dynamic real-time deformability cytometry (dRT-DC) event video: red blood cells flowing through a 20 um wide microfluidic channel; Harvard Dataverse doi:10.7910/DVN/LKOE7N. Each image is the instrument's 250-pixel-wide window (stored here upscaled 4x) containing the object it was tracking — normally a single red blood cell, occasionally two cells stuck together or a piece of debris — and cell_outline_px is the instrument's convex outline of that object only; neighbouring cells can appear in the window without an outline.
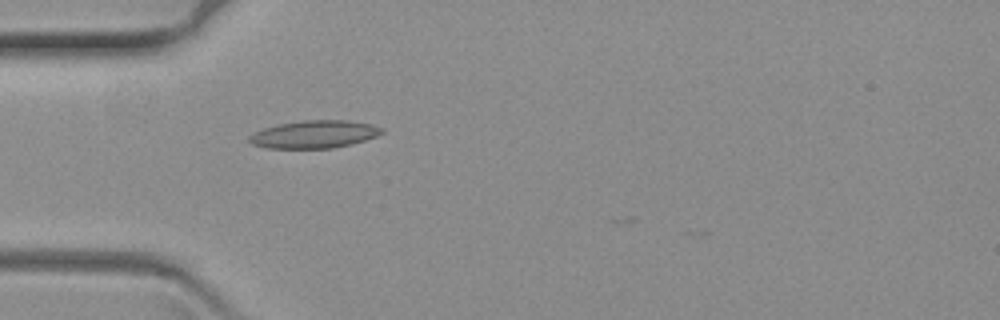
{"species": "common noctule bat (a hibernating species)", "species_latin": "Nyctalus noctula", "temperature_condition": "warm", "stored_images_in_passage": 6, "camera_frame_rate_fps": 3000, "um_per_image_px": 0.085, "animal": {"sex": "female", "body_mass_g": 19.3, "forearm_length_mm": 54.1}, "frame": {"image": 1, "passage_image": 1, "time_ms": 0.0, "image_size_px": [1000, 320], "cell_outline_px": [[384, 132], [376, 136], [364, 140], [332, 148], [264, 148], [252, 144], [248, 140], [248, 136], [264, 128], [276, 124], [304, 120], [348, 120], [372, 124], [384, 128]], "centroid_in_image_um": [26.7, 11.4], "position_along_channel_um": 58.3, "area_um2": 21.39}}
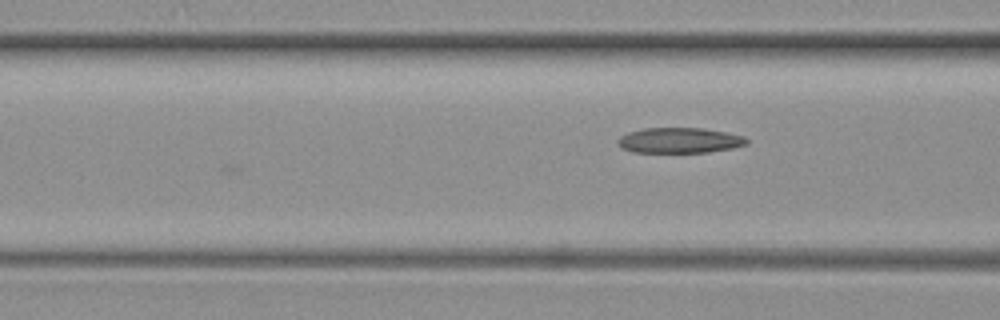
{"frame": {"image": 2, "passage_image": 6, "time_ms": 1.667, "image_size_px": [1000, 320], "cell_outline_px": [[748, 144], [732, 148], [708, 152], [632, 152], [616, 144], [616, 140], [620, 136], [628, 132], [644, 128], [704, 128], [744, 136], [748, 140]], "centroid_in_image_um": [57.74, 11.93], "position_along_channel_um": 108.9, "area_um2": 19.07}}